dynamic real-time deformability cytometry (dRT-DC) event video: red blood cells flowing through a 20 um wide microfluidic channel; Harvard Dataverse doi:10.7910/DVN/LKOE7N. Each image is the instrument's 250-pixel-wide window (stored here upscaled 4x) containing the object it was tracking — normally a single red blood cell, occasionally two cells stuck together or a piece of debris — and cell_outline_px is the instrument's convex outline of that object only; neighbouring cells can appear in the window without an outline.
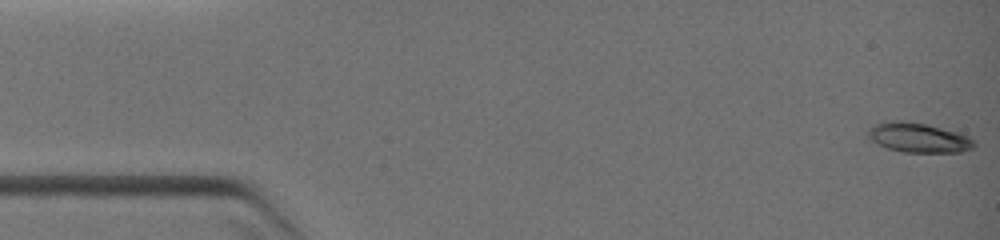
{"species": "common noctule bat (a hibernating species)", "species_latin": "Nyctalus noctula", "temperature_condition": "warm", "stored_images_in_passage": 92, "camera_frame_rate_fps": 3000, "um_per_image_px": 0.085, "animal": {"sex": "female", "body_mass_g": 19.0, "forearm_length_mm": 51.5}, "frame": {"image": 1, "passage_image": 1, "time_ms": 0.0, "image_size_px": [1000, 240], "cell_outline_px": [[976, 144], [972, 148], [960, 152], [904, 152], [888, 148], [876, 144], [868, 136], [868, 128], [876, 124], [888, 120], [900, 120], [928, 124], [956, 132], [968, 136]], "centroid_in_image_um": [78.04, 11.69], "position_along_channel_um": 7.0, "area_um2": 18.26}}
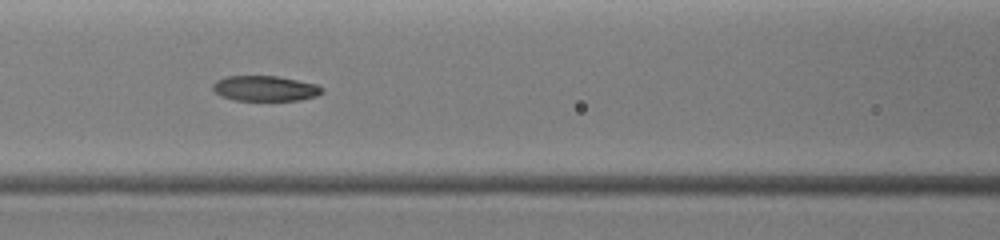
{"frame": {"image": 2, "passage_image": 43, "time_ms": 5.333, "image_size_px": [1000, 240], "cell_outline_px": [[324, 92], [316, 96], [300, 100], [232, 100], [220, 96], [212, 88], [212, 84], [216, 80], [224, 76], [276, 76], [316, 84], [324, 88]], "centroid_in_image_um": [22.51, 7.51], "position_along_channel_um": 144.1, "area_um2": 16.18}}
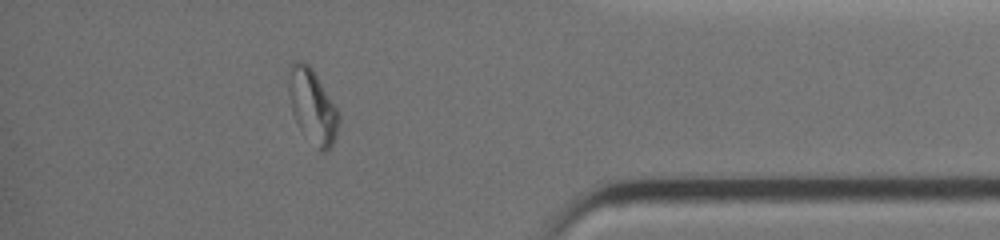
{"frame": {"image": 3, "passage_image": 78, "time_ms": 11.0, "image_size_px": [1000, 240], "cell_outline_px": [[340, 124], [336, 136], [332, 144], [324, 152], [320, 152], [300, 128], [292, 112], [288, 92], [288, 84], [292, 60], [304, 60], [312, 68], [336, 108], [340, 116]], "centroid_in_image_um": [26.56, 9.01], "position_along_channel_um": 408.6, "area_um2": 21.39}}